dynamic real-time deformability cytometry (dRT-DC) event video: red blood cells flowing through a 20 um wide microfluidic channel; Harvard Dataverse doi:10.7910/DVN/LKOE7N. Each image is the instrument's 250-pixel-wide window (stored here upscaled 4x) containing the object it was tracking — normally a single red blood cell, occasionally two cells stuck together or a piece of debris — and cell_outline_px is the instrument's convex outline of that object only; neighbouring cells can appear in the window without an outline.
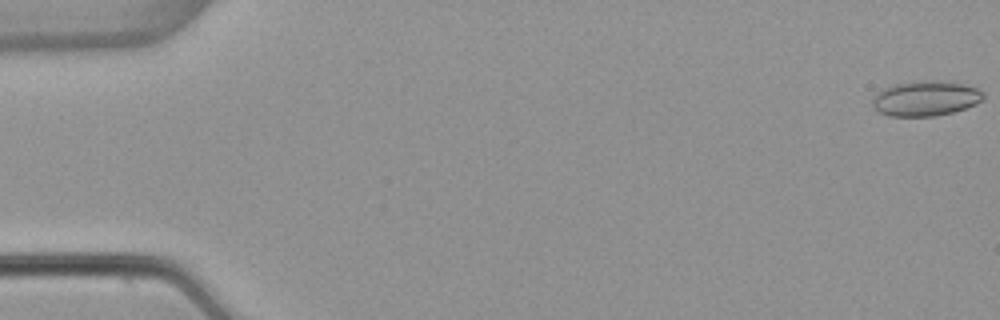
{"species": "common noctule bat (a hibernating species)", "species_latin": "Nyctalus noctula", "temperature_condition": "warm", "stored_images_in_passage": 15, "camera_frame_rate_fps": 3000, "um_per_image_px": 0.085, "animal": {"sex": "female", "body_mass_g": 22.7, "forearm_length_mm": 54.2}, "frame": {"image": 1, "passage_image": 1, "time_ms": 0.0, "image_size_px": [1000, 320], "cell_outline_px": [[984, 96], [976, 104], [952, 112], [936, 116], [888, 116], [872, 108], [872, 96], [876, 92], [884, 88], [896, 84], [920, 80], [952, 80], [976, 88], [984, 92]], "centroid_in_image_um": [78.65, 8.35], "position_along_channel_um": 6.3, "area_um2": 23.0}}